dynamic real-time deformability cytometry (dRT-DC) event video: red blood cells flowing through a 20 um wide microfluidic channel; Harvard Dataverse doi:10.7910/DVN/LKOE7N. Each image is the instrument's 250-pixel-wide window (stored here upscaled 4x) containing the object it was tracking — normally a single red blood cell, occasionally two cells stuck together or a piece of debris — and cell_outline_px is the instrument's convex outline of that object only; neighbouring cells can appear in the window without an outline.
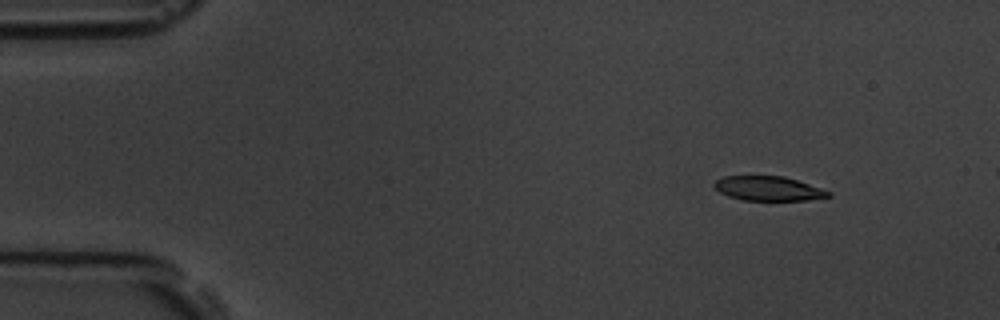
{"species": "common noctule bat (a hibernating species)", "species_latin": "Nyctalus noctula", "temperature_condition": "room temperature", "stored_images_in_passage": 5, "camera_frame_rate_fps": 3000, "um_per_image_px": 0.085, "animal": {"sex": "male", "body_mass_g": 19.5, "forearm_length_mm": 54.6}, "frame": {"image": 1, "passage_image": 2, "time_ms": 0.333, "image_size_px": [1000, 320], "cell_outline_px": [[832, 196], [808, 200], [740, 200], [728, 196], [720, 192], [712, 184], [716, 180], [724, 176], [784, 176], [832, 192]], "centroid_in_image_um": [65.3, 16.03], "position_along_channel_um": 19.7, "area_um2": 16.18}}